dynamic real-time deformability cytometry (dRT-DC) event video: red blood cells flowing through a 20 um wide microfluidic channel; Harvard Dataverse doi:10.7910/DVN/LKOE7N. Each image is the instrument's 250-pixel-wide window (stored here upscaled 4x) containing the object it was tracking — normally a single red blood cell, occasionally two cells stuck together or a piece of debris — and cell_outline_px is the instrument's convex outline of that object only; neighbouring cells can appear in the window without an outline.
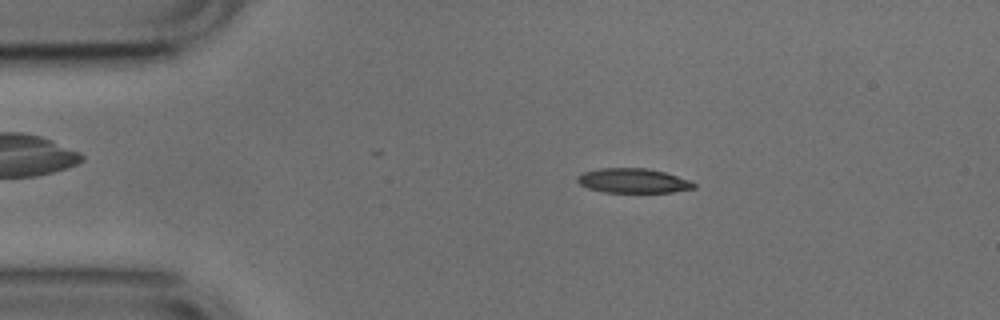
{"species": "common noctule bat (a hibernating species)", "species_latin": "Nyctalus noctula", "temperature_condition": "cold", "stored_images_in_passage": 49, "camera_frame_rate_fps": 3000, "um_per_image_px": 0.085, "animal": {"sex": "male", "body_mass_g": 17.9, "forearm_length_mm": 54.2}, "frame": {"image": 1, "passage_image": 6, "time_ms": 1.667, "image_size_px": [1000, 320], "cell_outline_px": [[696, 188], [672, 192], [604, 192], [588, 188], [580, 184], [576, 180], [576, 176], [580, 172], [600, 168], [644, 168], [664, 172], [688, 180], [696, 184]], "centroid_in_image_um": [53.76, 15.36], "position_along_channel_um": 31.2, "area_um2": 16.65}}
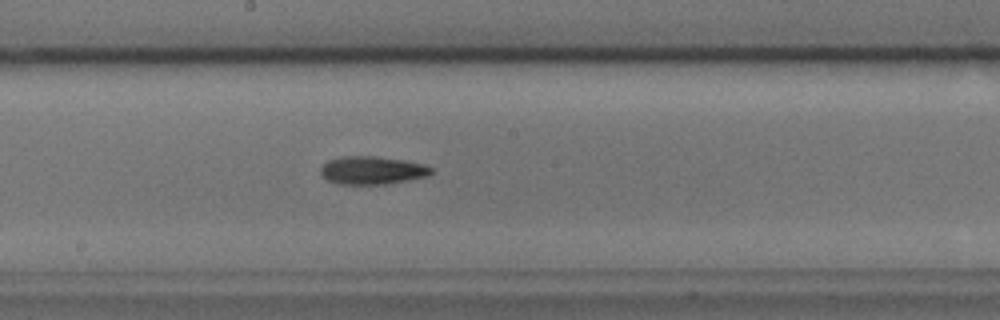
{"frame": {"image": 2, "passage_image": 24, "time_ms": 7.667, "image_size_px": [1000, 320], "cell_outline_px": [[432, 172], [428, 176], [384, 184], [336, 184], [328, 180], [320, 172], [320, 168], [328, 160], [344, 156], [376, 156], [404, 160], [424, 164], [432, 168]], "centroid_in_image_um": [31.62, 14.47], "position_along_channel_um": 216.6, "area_um2": 17.98}}
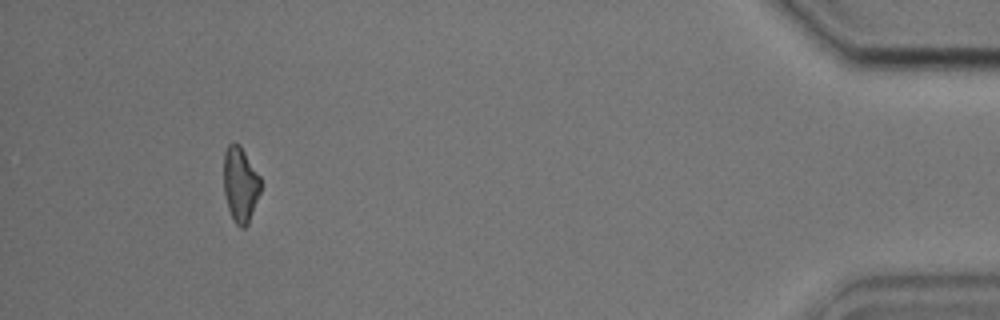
{"frame": {"image": 3, "passage_image": 45, "time_ms": 14.667, "image_size_px": [1000, 320], "cell_outline_px": [[260, 192], [248, 224], [244, 228], [240, 228], [236, 224], [228, 208], [224, 196], [224, 152], [228, 144], [232, 140], [240, 144], [260, 176]], "centroid_in_image_um": [20.42, 15.64], "position_along_channel_um": 414.8, "area_um2": 16.3}, "authors_computed_cell_mechanics": {"area_um2": 17.1088, "velocity_mm_per_s": 3.7909, "shape_relaxation_time_tau1_ms": 3.3724, "shape_relaxation_time_tau2_ms": null, "deformation_change_tau1": 0.111, "deformation_change_tau2": null}}